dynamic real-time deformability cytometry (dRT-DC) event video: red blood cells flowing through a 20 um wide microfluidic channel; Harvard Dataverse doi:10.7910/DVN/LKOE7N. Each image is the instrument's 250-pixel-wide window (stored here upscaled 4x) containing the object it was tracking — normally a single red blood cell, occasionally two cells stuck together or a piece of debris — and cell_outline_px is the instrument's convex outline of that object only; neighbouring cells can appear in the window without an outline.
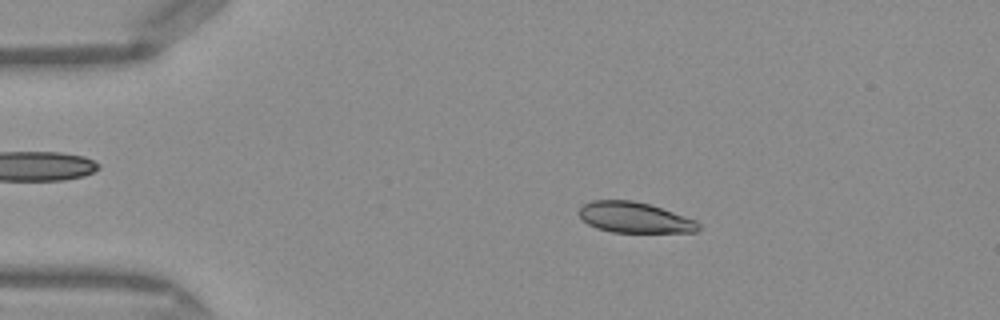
{"species": "Egyptian fruit bat (a non-hibernating species)", "species_latin": "Rousettus aegyptiacus", "temperature_condition": "warm", "stored_images_in_passage": 49, "camera_frame_rate_fps": 3000, "um_per_image_px": 0.085, "frame": {"image": 1, "passage_image": 9, "time_ms": 2.667, "image_size_px": [1000, 320], "cell_outline_px": [[700, 228], [696, 232], [612, 232], [596, 228], [588, 224], [580, 216], [580, 208], [584, 204], [592, 200], [632, 200], [648, 204], [696, 220], [700, 224]], "centroid_in_image_um": [53.94, 18.49], "position_along_channel_um": 31.1, "area_um2": 21.1}}
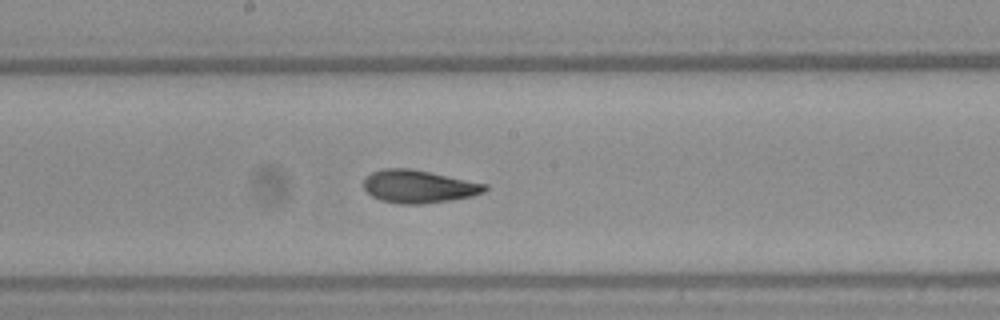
{"frame": {"image": 2, "passage_image": 26, "time_ms": 8.333, "image_size_px": [1000, 320], "cell_outline_px": [[488, 188], [484, 192], [472, 196], [448, 200], [420, 204], [400, 204], [380, 200], [372, 196], [364, 188], [364, 180], [372, 172], [384, 168], [408, 168], [488, 184]], "centroid_in_image_um": [35.58, 15.85], "position_along_channel_um": 212.6, "area_um2": 22.95}}
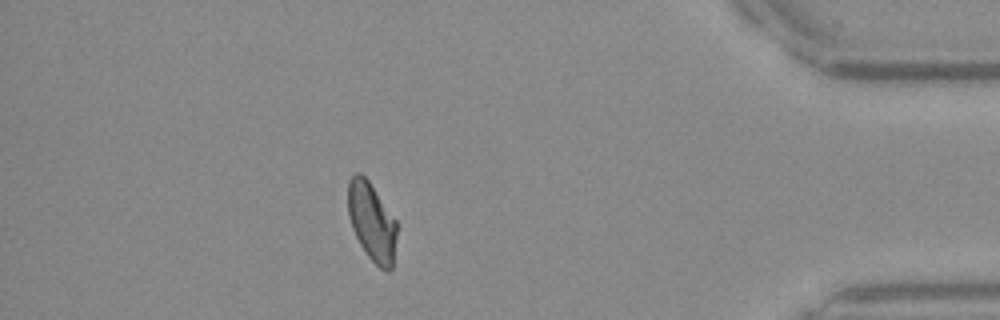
{"frame": {"image": 3, "passage_image": 43, "time_ms": 14.0, "image_size_px": [1000, 320], "cell_outline_px": [[396, 236], [392, 268], [388, 272], [380, 268], [368, 256], [360, 244], [352, 228], [348, 216], [348, 180], [356, 172], [360, 172], [368, 180], [396, 220]], "centroid_in_image_um": [31.59, 18.84], "position_along_channel_um": 403.6, "area_um2": 22.14}, "authors_computed_cell_mechanics": {"area_um2": 22.831, "velocity_mm_per_s": 4.1449, "shape_relaxation_time_tau1_ms": 7.5537, "shape_relaxation_time_tau2_ms": 1.392, "deformation_change_tau1": 0.1863, "deformation_change_tau2": 0.0703}}